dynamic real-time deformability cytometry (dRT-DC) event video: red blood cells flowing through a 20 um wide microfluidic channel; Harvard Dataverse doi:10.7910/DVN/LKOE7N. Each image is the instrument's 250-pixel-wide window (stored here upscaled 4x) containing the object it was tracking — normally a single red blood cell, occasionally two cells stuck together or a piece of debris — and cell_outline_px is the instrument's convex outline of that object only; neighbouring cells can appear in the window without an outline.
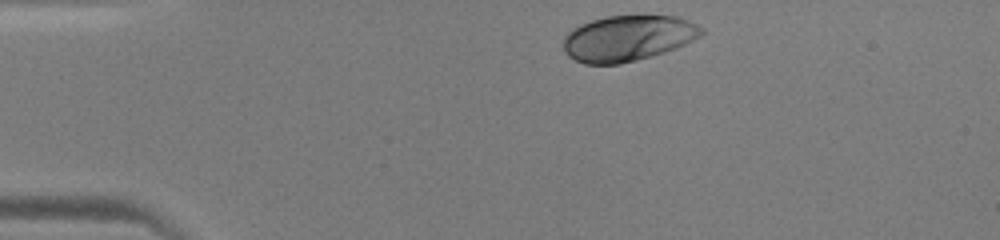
{"species": "human", "species_latin": "Homo sapiens", "temperature_condition": "warm", "stored_images_in_passage": 31, "camera_frame_rate_fps": 3000, "um_per_image_px": 0.085, "donor": {"sex": "male"}, "frame": {"image": 1, "passage_image": 1, "time_ms": 0.0, "image_size_px": [1000, 240], "cell_outline_px": [[704, 32], [700, 36], [676, 48], [652, 56], [620, 64], [584, 64], [568, 56], [564, 52], [564, 36], [572, 28], [580, 24], [604, 16], [644, 12], [676, 16], [688, 20], [704, 28]], "centroid_in_image_um": [53.38, 3.19], "position_along_channel_um": 31.6, "area_um2": 37.86}}
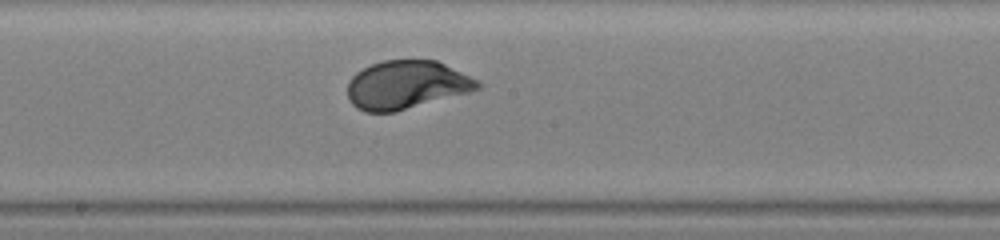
{"frame": {"image": 2, "passage_image": 18, "time_ms": 5.667, "image_size_px": [1000, 240], "cell_outline_px": [[480, 88], [468, 92], [396, 112], [364, 112], [356, 108], [348, 100], [348, 80], [356, 72], [372, 64], [384, 60], [436, 60], [476, 80], [480, 84]], "centroid_in_image_um": [34.48, 7.23], "position_along_channel_um": 213.7, "area_um2": 36.36}}
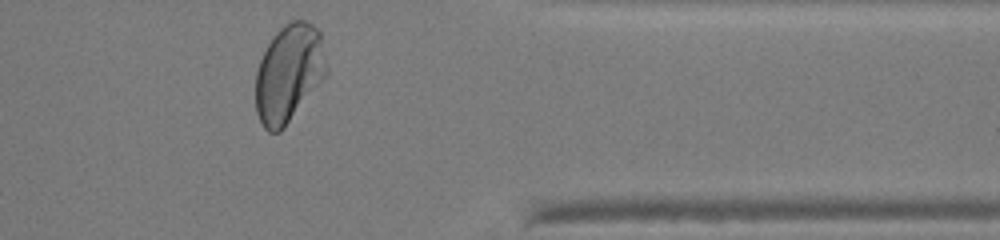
{"frame": {"image": 3, "passage_image": 31, "time_ms": 10.0, "image_size_px": [1000, 240], "cell_outline_px": [[328, 72], [324, 80], [284, 128], [280, 132], [268, 132], [264, 128], [256, 112], [256, 72], [260, 60], [272, 36], [284, 24], [292, 20], [304, 20], [312, 24], [320, 32], [328, 68]], "centroid_in_image_um": [24.57, 6.24], "position_along_channel_um": 386.8, "area_um2": 40.69}}